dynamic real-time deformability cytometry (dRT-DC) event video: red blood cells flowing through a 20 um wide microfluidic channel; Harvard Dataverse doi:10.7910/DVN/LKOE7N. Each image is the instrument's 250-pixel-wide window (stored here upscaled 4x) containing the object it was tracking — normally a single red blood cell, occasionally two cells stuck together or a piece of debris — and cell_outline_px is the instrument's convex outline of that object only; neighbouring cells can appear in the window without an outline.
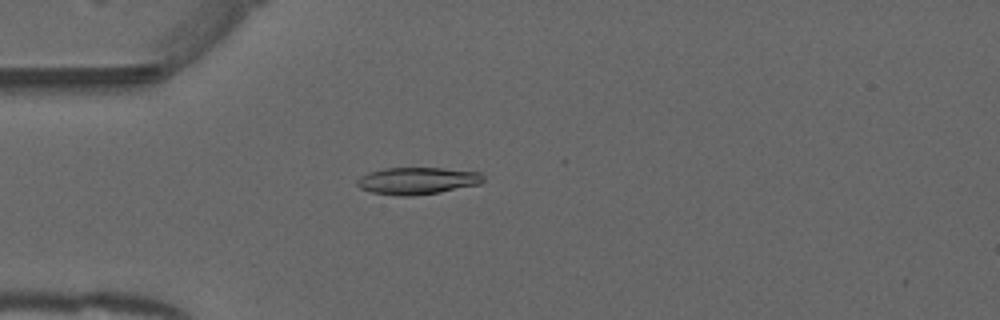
{"species": "common noctule bat (a hibernating species)", "species_latin": "Nyctalus noctula", "temperature_condition": "warm", "stored_images_in_passage": 51, "camera_frame_rate_fps": 3000, "um_per_image_px": 0.085, "animal": {"sex": "male", "forearm_length_mm": 52.5}, "frame": {"image": 1, "passage_image": 14, "time_ms": 4.333, "image_size_px": [1000, 320], "cell_outline_px": [[484, 180], [480, 184], [440, 192], [412, 196], [400, 196], [372, 192], [360, 188], [356, 184], [356, 180], [360, 176], [368, 172], [384, 168], [440, 168], [480, 172], [484, 176]], "centroid_in_image_um": [35.46, 15.36], "position_along_channel_um": 49.5, "area_um2": 19.94}}
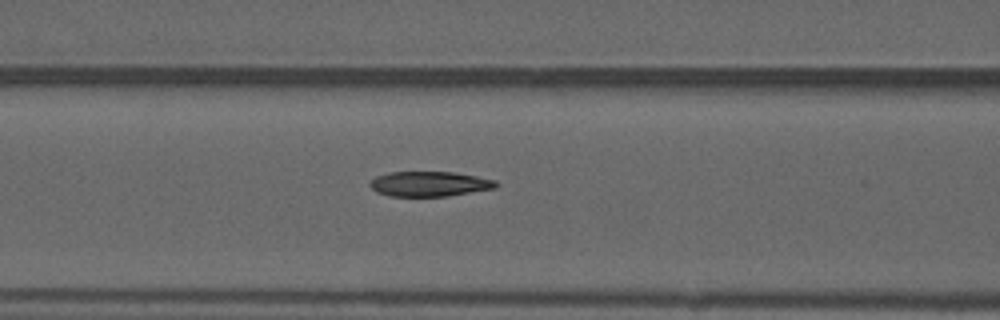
{"frame": {"image": 2, "passage_image": 21, "time_ms": 6.667, "image_size_px": [1000, 320], "cell_outline_px": [[500, 184], [496, 188], [448, 196], [388, 196], [376, 192], [368, 184], [376, 176], [388, 172], [452, 172], [476, 176], [496, 180]], "centroid_in_image_um": [36.51, 15.63], "position_along_channel_um": 130.1, "area_um2": 18.44}}
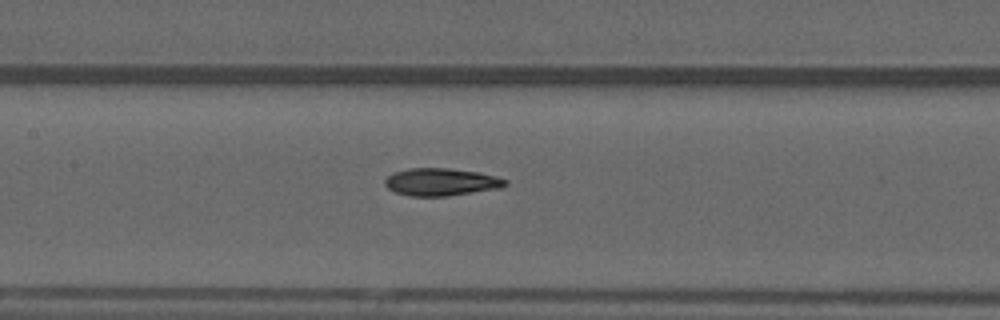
{"frame": {"image": 3, "passage_image": 24, "time_ms": 7.667, "image_size_px": [1000, 320], "cell_outline_px": [[508, 184], [500, 188], [448, 196], [408, 196], [396, 192], [388, 188], [384, 184], [384, 180], [392, 172], [408, 168], [448, 168], [480, 172], [496, 176], [508, 180]], "centroid_in_image_um": [37.49, 15.46], "position_along_channel_um": 169.9, "area_um2": 19.48}, "authors_computed_cell_mechanics": {"area_um2": 19.2474, "velocity_mm_per_s": 3.9812, "shape_relaxation_time_tau1_ms": null, "shape_relaxation_time_tau2_ms": 3.5037, "deformation_change_tau1": null, "deformation_change_tau2": 0.0798}}